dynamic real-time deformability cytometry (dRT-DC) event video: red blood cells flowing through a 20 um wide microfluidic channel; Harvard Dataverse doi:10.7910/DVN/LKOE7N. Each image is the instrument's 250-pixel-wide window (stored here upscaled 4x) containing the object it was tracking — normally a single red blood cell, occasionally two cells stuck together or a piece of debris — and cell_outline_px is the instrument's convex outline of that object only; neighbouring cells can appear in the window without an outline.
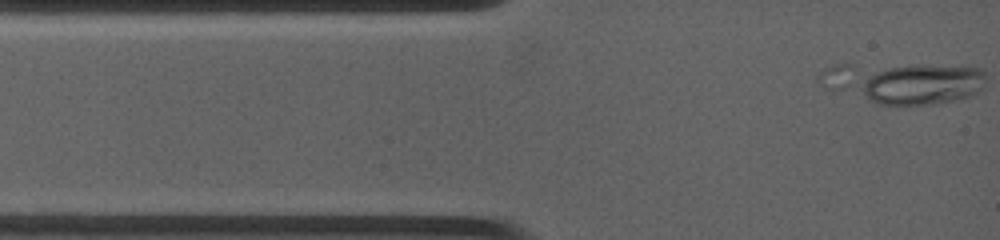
{"species": "common noctule bat (a hibernating species)", "species_latin": "Nyctalus noctula", "temperature_condition": "warm", "stored_images_in_passage": 6, "camera_frame_rate_fps": 4500, "um_per_image_px": 0.085, "animal": {"sex": "female", "body_mass_g": 19.0, "forearm_length_mm": 53.3}, "frame": {"image": 1, "passage_image": 1, "time_ms": 0.0, "image_size_px": [1000, 240], "cell_outline_px": [[980, 88], [972, 96], [956, 100], [936, 104], [880, 104], [872, 100], [864, 92], [860, 84], [872, 76], [880, 72], [892, 68], [976, 68], [980, 72]], "centroid_in_image_um": [78.37, 7.26], "position_along_channel_um": 6.6, "area_um2": 26.88}}
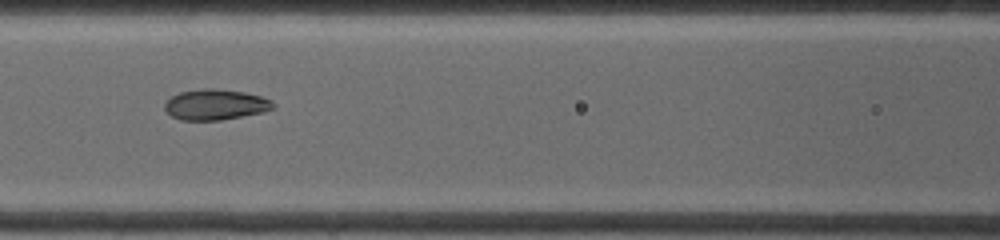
{"frame": {"image": 2, "passage_image": 5, "time_ms": 4.667, "image_size_px": [1000, 240], "cell_outline_px": [[276, 108], [264, 112], [220, 120], [180, 120], [172, 116], [164, 108], [164, 104], [172, 96], [180, 92], [200, 88], [212, 88], [244, 92], [260, 96], [272, 100], [276, 104]], "centroid_in_image_um": [18.35, 8.89], "position_along_channel_um": 148.3, "area_um2": 19.42}}
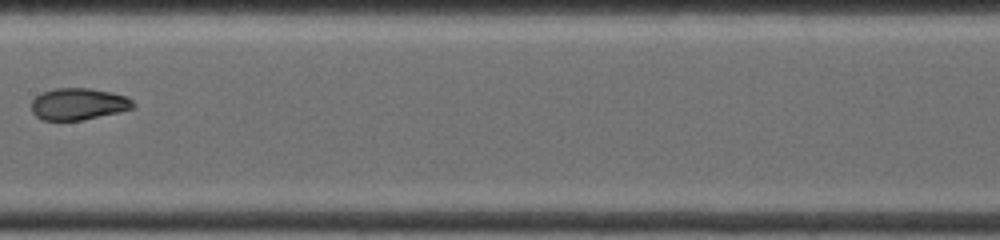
{"frame": {"image": 3, "passage_image": 6, "time_ms": 6.0, "image_size_px": [1000, 240], "cell_outline_px": [[136, 108], [120, 112], [80, 120], [44, 120], [36, 116], [32, 112], [32, 100], [36, 96], [44, 92], [56, 88], [88, 88], [112, 92], [128, 96], [136, 104]], "centroid_in_image_um": [6.72, 8.84], "position_along_channel_um": 200.7, "area_um2": 18.9}}